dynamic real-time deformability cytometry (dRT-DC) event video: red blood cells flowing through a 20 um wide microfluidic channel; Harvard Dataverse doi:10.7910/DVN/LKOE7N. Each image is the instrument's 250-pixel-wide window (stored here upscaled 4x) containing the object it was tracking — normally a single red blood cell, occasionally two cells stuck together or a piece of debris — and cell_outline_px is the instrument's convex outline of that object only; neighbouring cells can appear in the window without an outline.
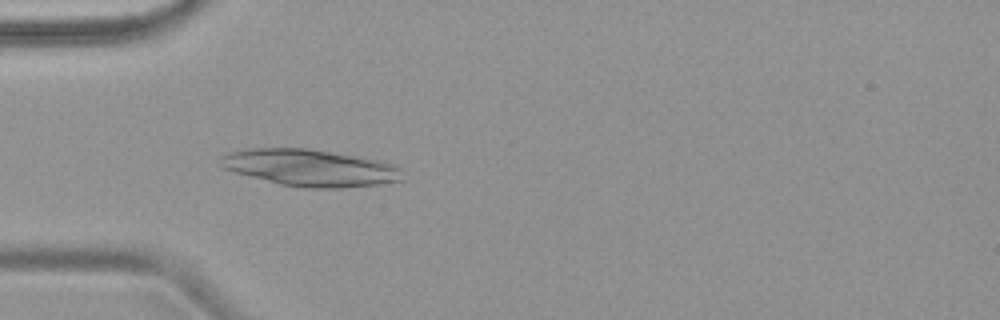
{"species": "common noctule bat (a hibernating species)", "species_latin": "Nyctalus noctula", "temperature_condition": "warm", "stored_images_in_passage": 4, "camera_frame_rate_fps": 3000, "um_per_image_px": 0.085, "animal": {"sex": "female", "body_mass_g": 18.4}, "frame": {"image": 1, "passage_image": 4, "time_ms": 4.667, "image_size_px": [1000, 320], "cell_outline_px": [[404, 180], [376, 184], [344, 188], [304, 188], [280, 184], [236, 172], [224, 168], [220, 164], [220, 156], [228, 152], [248, 148], [308, 148], [376, 160], [392, 164], [400, 168]], "centroid_in_image_um": [26.34, 14.26], "position_along_channel_um": 58.7, "area_um2": 38.78}}